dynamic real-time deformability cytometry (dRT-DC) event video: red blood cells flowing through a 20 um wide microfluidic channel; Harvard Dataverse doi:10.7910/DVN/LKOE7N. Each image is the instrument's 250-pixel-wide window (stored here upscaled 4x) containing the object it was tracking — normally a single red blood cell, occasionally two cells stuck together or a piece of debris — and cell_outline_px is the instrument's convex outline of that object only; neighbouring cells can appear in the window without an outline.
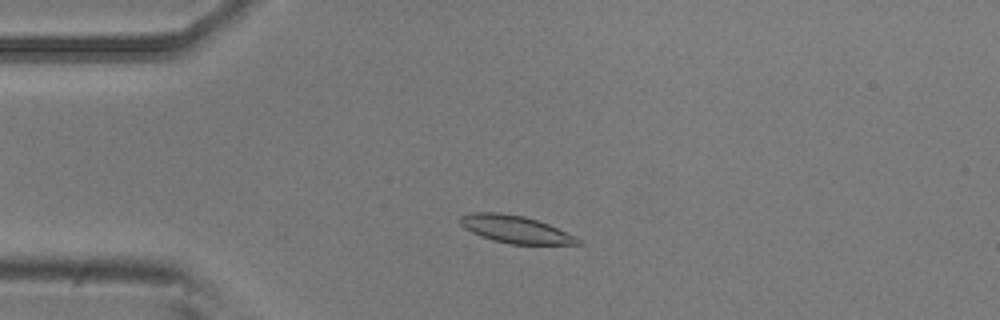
{"species": "common noctule bat (a hibernating species)", "species_latin": "Nyctalus noctula", "temperature_condition": "room temperature", "stored_images_in_passage": 50, "camera_frame_rate_fps": 3000, "um_per_image_px": 0.085, "animal": {"sex": "male", "body_mass_g": 20.5, "forearm_length_mm": 52.5}, "frame": {"image": 1, "passage_image": 9, "time_ms": 2.667, "image_size_px": [1000, 320], "cell_outline_px": [[584, 244], [508, 244], [492, 240], [480, 236], [464, 228], [460, 224], [460, 216], [472, 212], [500, 212], [524, 216], [548, 224], [576, 236]], "centroid_in_image_um": [43.79, 19.49], "position_along_channel_um": 41.2, "area_um2": 18.84}}
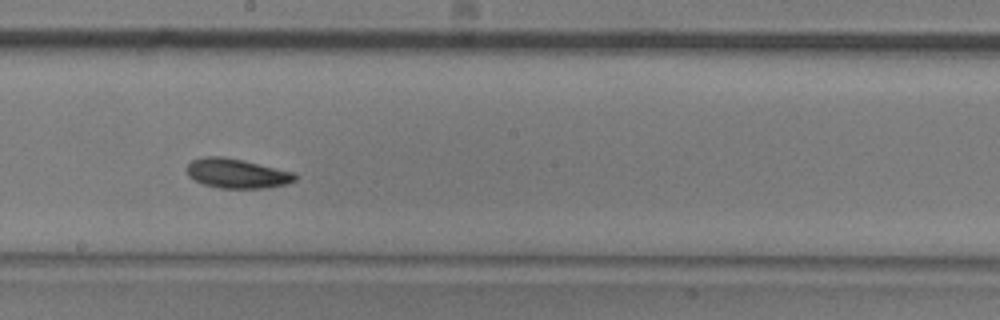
{"frame": {"image": 2, "passage_image": 26, "time_ms": 8.333, "image_size_px": [1000, 320], "cell_outline_px": [[296, 180], [288, 184], [268, 188], [220, 188], [204, 184], [188, 176], [188, 164], [192, 160], [204, 156], [224, 156], [244, 160], [296, 172]], "centroid_in_image_um": [20.19, 14.73], "position_along_channel_um": 228.0, "area_um2": 18.79}}
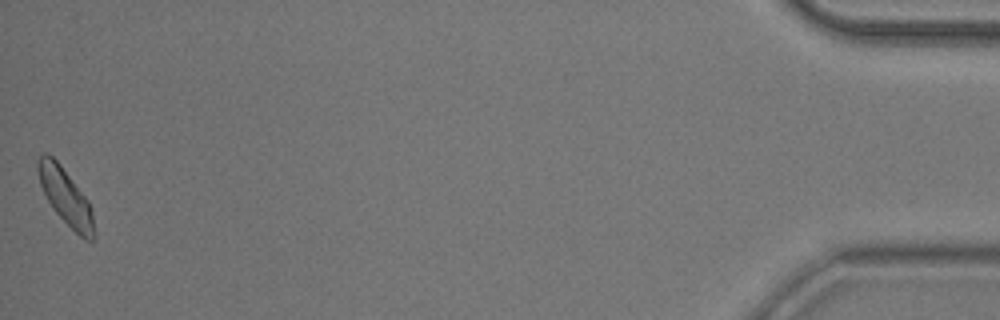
{"frame": {"image": 3, "passage_image": 50, "time_ms": 16.333, "image_size_px": [1000, 320], "cell_outline_px": [[96, 236], [92, 240], [84, 240], [52, 208], [40, 184], [36, 168], [36, 160], [44, 152], [48, 152], [60, 164], [88, 200], [92, 212]], "centroid_in_image_um": [5.57, 16.7], "position_along_channel_um": 429.6, "area_um2": 18.26}, "authors_computed_cell_mechanics": {"area_um2": 18.1781, "velocity_mm_per_s": 3.7237, "shape_relaxation_time_tau1_ms": 5.5505, "shape_relaxation_time_tau2_ms": null, "deformation_change_tau1": 0.1276, "deformation_change_tau2": null}}